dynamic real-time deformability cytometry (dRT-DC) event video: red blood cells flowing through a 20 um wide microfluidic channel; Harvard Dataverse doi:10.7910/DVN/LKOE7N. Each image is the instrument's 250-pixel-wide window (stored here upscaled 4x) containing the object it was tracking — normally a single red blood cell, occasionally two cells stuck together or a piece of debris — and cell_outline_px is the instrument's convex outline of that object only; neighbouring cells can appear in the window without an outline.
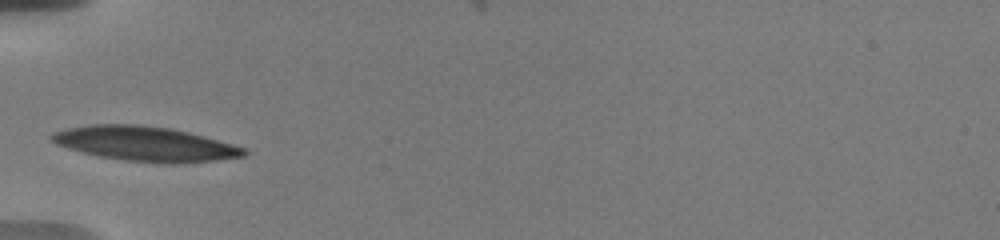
{"species": "human", "species_latin": "Homo sapiens", "temperature_condition": "warm", "stored_images_in_passage": 36, "camera_frame_rate_fps": 3000, "um_per_image_px": 0.085, "donor": {"sex": "male"}, "frame": {"image": 1, "passage_image": 1, "time_ms": 0.0, "image_size_px": [1000, 240], "cell_outline_px": [[248, 152], [244, 156], [216, 160], [184, 164], [164, 164], [128, 160], [100, 156], [68, 148], [56, 144], [48, 136], [52, 132], [68, 128], [92, 124], [136, 124], [168, 128], [188, 132], [204, 136], [232, 144], [244, 148]], "centroid_in_image_um": [12.35, 12.23], "position_along_channel_um": 72.7, "area_um2": 38.67}}
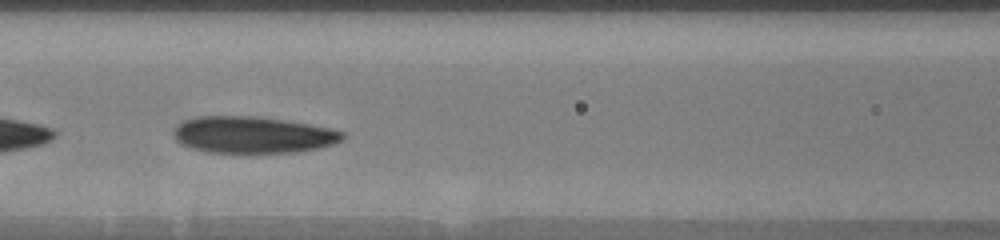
{"frame": {"image": 2, "passage_image": 7, "time_ms": 2.0, "image_size_px": [1000, 240], "cell_outline_px": [[344, 140], [320, 148], [296, 152], [204, 152], [180, 144], [176, 140], [172, 132], [176, 124], [184, 120], [196, 116], [252, 116], [284, 120], [308, 124], [328, 128], [344, 132]], "centroid_in_image_um": [21.44, 11.46], "position_along_channel_um": 145.2, "area_um2": 36.13}}
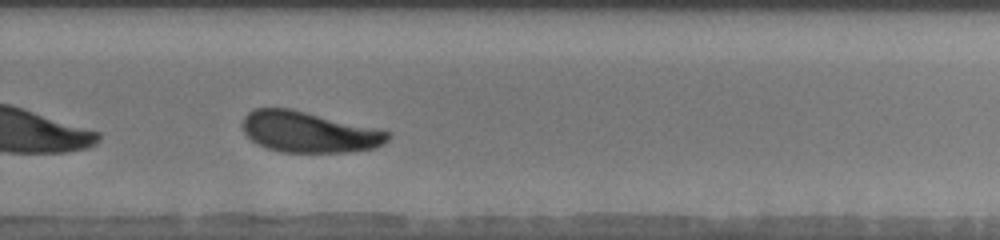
{"frame": {"image": 3, "passage_image": 20, "time_ms": 6.333, "image_size_px": [1000, 240], "cell_outline_px": [[392, 136], [384, 144], [376, 148], [348, 152], [280, 152], [264, 148], [256, 144], [244, 132], [240, 124], [244, 116], [248, 112], [256, 108], [292, 108], [392, 132]], "centroid_in_image_um": [26.24, 11.22], "position_along_channel_um": 303.6, "area_um2": 35.08}, "authors_computed_cell_mechanics": {"area_um2": 35.1135, "velocity_mm_per_s": 3.6664, "shape_relaxation_time_tau1_ms": 2.814, "shape_relaxation_time_tau2_ms": 1.996, "deformation_change_tau1": 0.1314, "deformation_change_tau2": 0.0827}}